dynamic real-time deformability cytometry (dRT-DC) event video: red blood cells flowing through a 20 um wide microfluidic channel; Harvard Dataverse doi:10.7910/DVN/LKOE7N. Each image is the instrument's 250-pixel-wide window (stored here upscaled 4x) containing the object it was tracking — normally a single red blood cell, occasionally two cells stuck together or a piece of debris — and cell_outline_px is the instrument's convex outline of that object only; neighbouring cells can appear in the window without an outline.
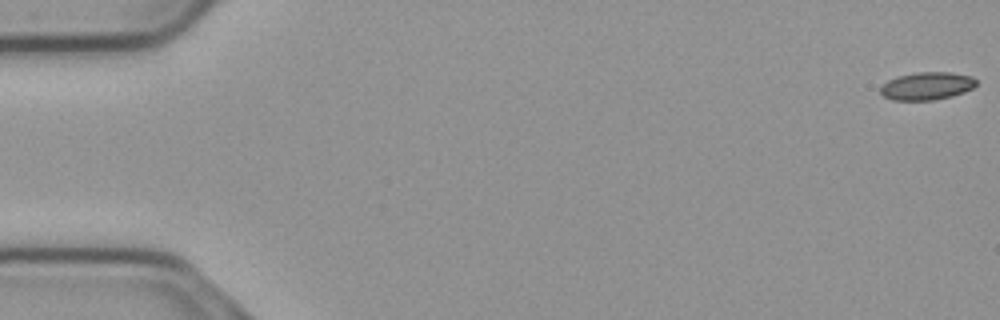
{"species": "common noctule bat (a hibernating species)", "species_latin": "Nyctalus noctula", "temperature_condition": "cold", "stored_images_in_passage": 56, "camera_frame_rate_fps": 3000, "um_per_image_px": 0.085, "animal": {"sex": "male", "body_mass_g": 23.1, "forearm_length_mm": 52.7}, "frame": {"image": 1, "passage_image": 1, "time_ms": 0.0, "image_size_px": [1000, 320], "cell_outline_px": [[976, 84], [972, 88], [964, 92], [952, 96], [932, 100], [892, 100], [884, 96], [880, 92], [880, 88], [888, 80], [896, 76], [916, 72], [952, 72], [972, 76], [976, 80]], "centroid_in_image_um": [78.78, 7.3], "position_along_channel_um": 6.2, "area_um2": 15.55}}
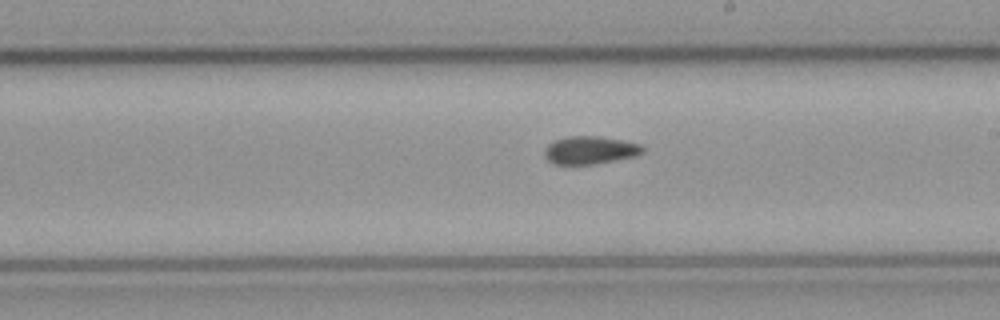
{"frame": {"image": 2, "passage_image": 32, "time_ms": 10.333, "image_size_px": [1000, 320], "cell_outline_px": [[644, 152], [636, 156], [592, 164], [556, 164], [548, 160], [544, 156], [544, 152], [548, 144], [556, 140], [568, 136], [600, 136], [640, 144], [644, 148]], "centroid_in_image_um": [50.15, 12.76], "position_along_channel_um": 238.8, "area_um2": 15.78}}
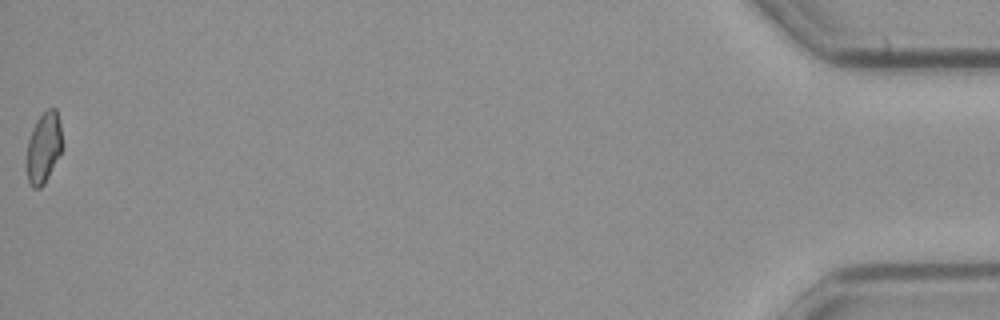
{"frame": {"image": 3, "passage_image": 56, "time_ms": 18.333, "image_size_px": [1000, 320], "cell_outline_px": [[64, 148], [44, 184], [40, 188], [32, 188], [28, 184], [28, 140], [32, 128], [36, 120], [48, 108], [56, 108], [60, 124]], "centroid_in_image_um": [3.75, 12.54], "position_along_channel_um": 431.5, "area_um2": 14.74}, "authors_computed_cell_mechanics": {"area_um2": 15.8372, "velocity_mm_per_s": 3.7268, "shape_relaxation_time_tau1_ms": null, "shape_relaxation_time_tau2_ms": 7.8851, "deformation_change_tau1": null, "deformation_change_tau2": 0.1355}}